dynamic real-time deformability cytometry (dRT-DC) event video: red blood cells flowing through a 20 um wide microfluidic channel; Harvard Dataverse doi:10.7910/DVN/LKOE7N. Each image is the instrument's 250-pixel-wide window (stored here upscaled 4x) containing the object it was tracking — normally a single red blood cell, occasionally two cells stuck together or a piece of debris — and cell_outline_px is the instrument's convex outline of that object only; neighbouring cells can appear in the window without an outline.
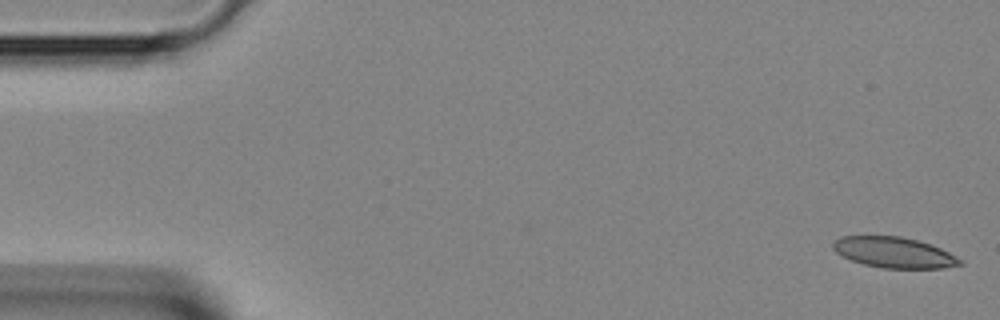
{"species": "Egyptian fruit bat (a non-hibernating species)", "species_latin": "Rousettus aegyptiacus", "temperature_condition": "room temperature", "stored_images_in_passage": 43, "camera_frame_rate_fps": 3000, "um_per_image_px": 0.085, "animal": {"sex": "female"}, "frame": {"image": 1, "passage_image": 1, "time_ms": 0.0, "image_size_px": [1000, 320], "cell_outline_px": [[964, 264], [940, 268], [884, 268], [864, 264], [852, 260], [836, 252], [832, 248], [832, 240], [840, 236], [900, 236], [916, 240], [940, 248], [964, 260]], "centroid_in_image_um": [75.98, 21.45], "position_along_channel_um": 9.0, "area_um2": 22.6}}
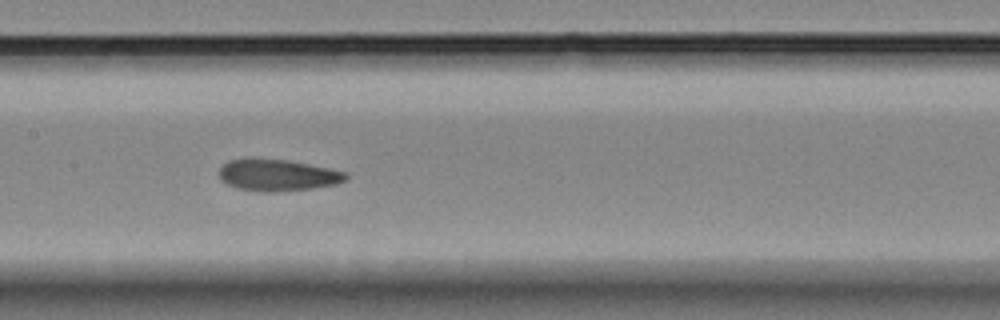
{"frame": {"image": 2, "passage_image": 20, "time_ms": 6.333, "image_size_px": [1000, 320], "cell_outline_px": [[348, 176], [344, 180], [336, 184], [312, 188], [268, 192], [264, 192], [236, 188], [220, 180], [220, 168], [228, 160], [288, 160], [348, 172]], "centroid_in_image_um": [23.61, 14.9], "position_along_channel_um": 183.8, "area_um2": 22.77}}
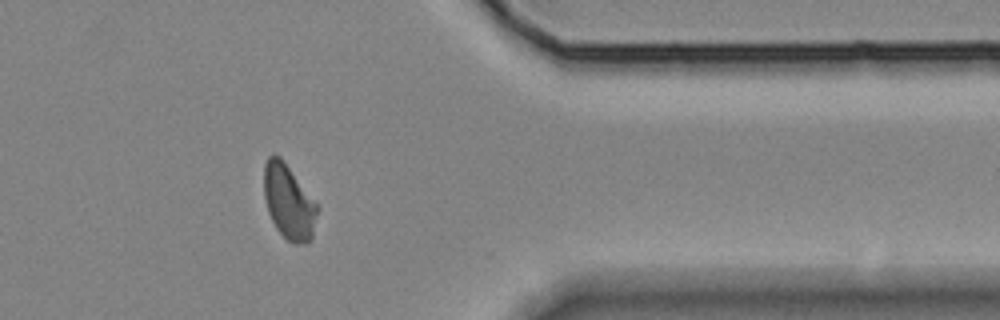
{"frame": {"image": 3, "passage_image": 34, "time_ms": 11.0, "image_size_px": [1000, 320], "cell_outline_px": [[320, 208], [312, 240], [308, 244], [296, 244], [288, 240], [276, 228], [268, 212], [264, 196], [264, 164], [268, 156], [280, 156], [284, 160]], "centroid_in_image_um": [24.57, 17.19], "position_along_channel_um": 386.8, "area_um2": 23.41}}